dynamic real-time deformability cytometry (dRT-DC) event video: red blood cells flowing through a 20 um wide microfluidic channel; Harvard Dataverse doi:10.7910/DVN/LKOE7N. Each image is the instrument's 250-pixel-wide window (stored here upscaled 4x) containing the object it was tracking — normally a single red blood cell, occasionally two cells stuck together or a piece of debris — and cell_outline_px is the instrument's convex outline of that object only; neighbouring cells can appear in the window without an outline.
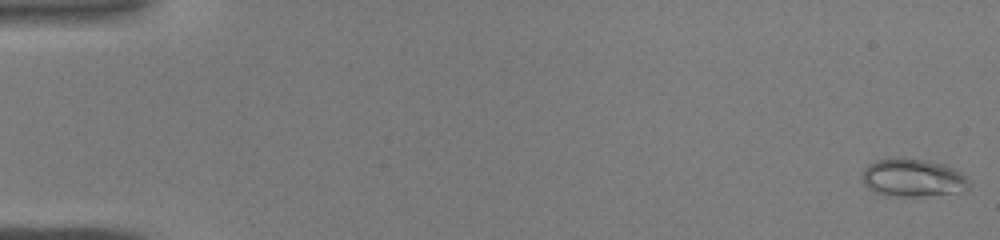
{"species": "common noctule bat (a hibernating species)", "species_latin": "Nyctalus noctula", "temperature_condition": "warm", "stored_images_in_passage": 44, "camera_frame_rate_fps": 3000, "um_per_image_px": 0.085, "animal": {"sex": "male", "body_mass_g": 19.0, "forearm_length_mm": 50.8}, "frame": {"image": 1, "passage_image": 1, "time_ms": 0.0, "image_size_px": [1000, 240], "cell_outline_px": [[968, 188], [964, 192], [924, 196], [884, 196], [868, 188], [860, 180], [860, 176], [864, 168], [868, 164], [876, 160], [904, 156], [944, 164], [960, 172], [968, 180]], "centroid_in_image_um": [77.54, 15.11], "position_along_channel_um": 7.5, "area_um2": 24.1}}
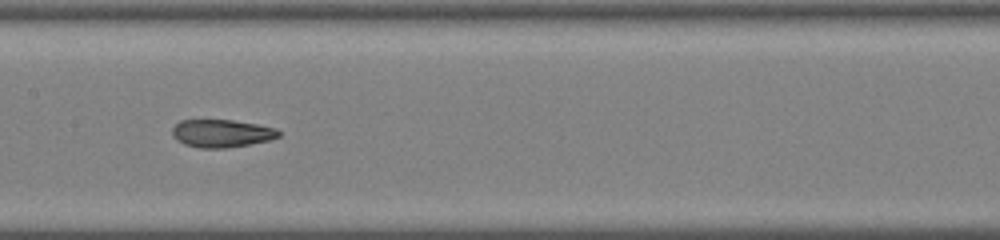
{"frame": {"image": 2, "passage_image": 23, "time_ms": 7.333, "image_size_px": [1000, 240], "cell_outline_px": [[280, 136], [268, 140], [248, 144], [224, 148], [200, 148], [184, 144], [176, 140], [172, 136], [172, 128], [180, 120], [232, 120], [256, 124], [276, 128], [280, 132]], "centroid_in_image_um": [18.8, 11.33], "position_along_channel_um": 188.6, "area_um2": 17.17}}
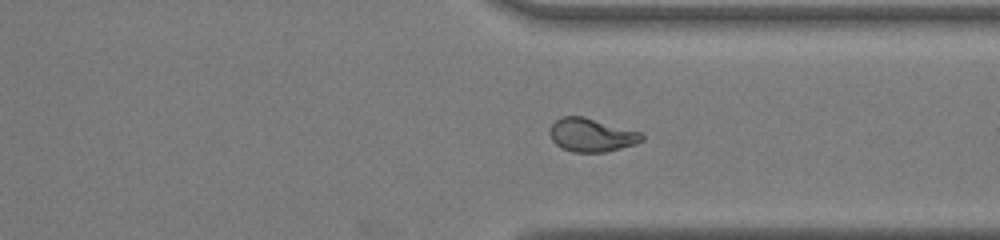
{"frame": {"image": 3, "passage_image": 34, "time_ms": 11.0, "image_size_px": [1000, 240], "cell_outline_px": [[644, 140], [636, 144], [604, 152], [572, 152], [560, 148], [552, 140], [548, 132], [548, 128], [556, 120], [564, 116], [584, 116], [640, 132], [644, 136]], "centroid_in_image_um": [50.25, 11.48], "position_along_channel_um": 361.2, "area_um2": 18.03}}